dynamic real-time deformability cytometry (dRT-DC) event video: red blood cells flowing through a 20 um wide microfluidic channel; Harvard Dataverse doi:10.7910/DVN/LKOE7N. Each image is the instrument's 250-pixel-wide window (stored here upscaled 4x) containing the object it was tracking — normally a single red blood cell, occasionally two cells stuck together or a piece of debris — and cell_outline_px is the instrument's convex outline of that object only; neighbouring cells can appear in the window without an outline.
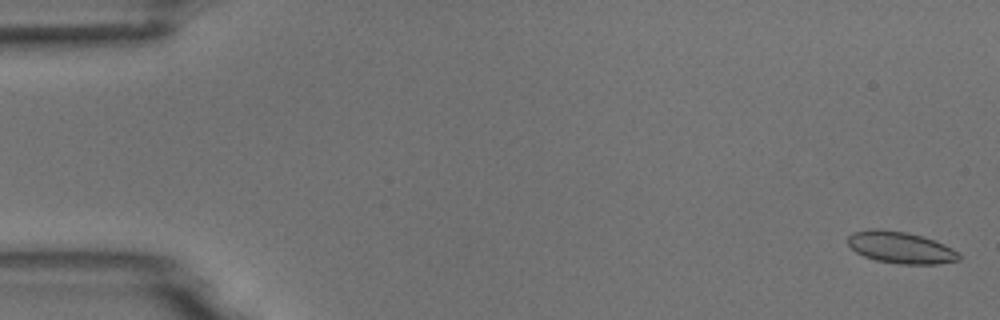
{"species": "common noctule bat (a hibernating species)", "species_latin": "Nyctalus noctula", "temperature_condition": "room temperature", "stored_images_in_passage": 56, "camera_frame_rate_fps": 3000, "um_per_image_px": 0.085, "animal": {"sex": "male", "body_mass_g": 18.8}, "frame": {"image": 1, "passage_image": 2, "time_ms": 0.333, "image_size_px": [1000, 320], "cell_outline_px": [[960, 260], [936, 264], [900, 264], [876, 260], [864, 256], [856, 252], [848, 244], [848, 236], [852, 232], [872, 228], [880, 228], [908, 232], [924, 236], [944, 244], [960, 252]], "centroid_in_image_um": [76.56, 21.02], "position_along_channel_um": 8.4, "area_um2": 20.81}}
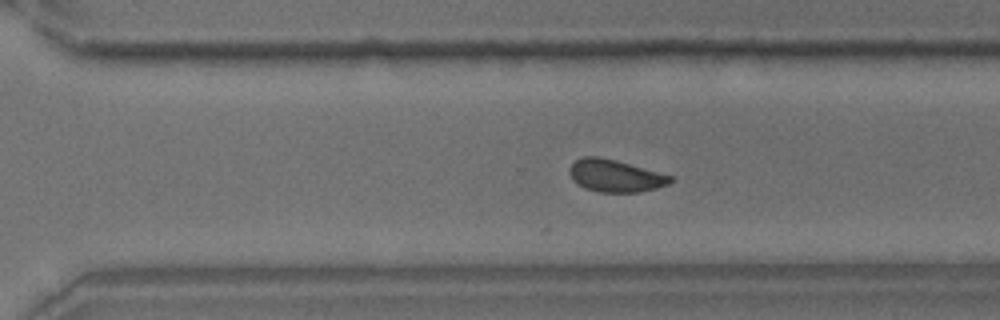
{"frame": {"image": 2, "passage_image": 38, "time_ms": 12.333, "image_size_px": [1000, 320], "cell_outline_px": [[672, 180], [668, 184], [656, 188], [640, 192], [600, 192], [584, 188], [572, 180], [568, 172], [568, 168], [576, 160], [584, 156], [600, 156], [616, 160], [672, 176]], "centroid_in_image_um": [52.25, 14.94], "position_along_channel_um": 318.4, "area_um2": 18.96}}
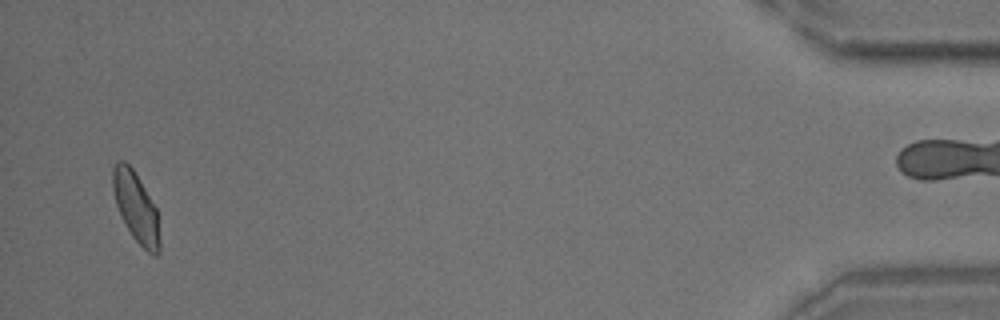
{"frame": {"image": 3, "passage_image": 53, "time_ms": 17.333, "image_size_px": [1000, 320], "cell_outline_px": [[160, 252], [156, 256], [148, 252], [132, 236], [116, 204], [112, 188], [112, 168], [116, 160], [124, 160], [132, 168], [156, 208], [160, 240]], "centroid_in_image_um": [11.55, 17.6], "position_along_channel_um": 423.7, "area_um2": 18.79}, "authors_computed_cell_mechanics": {"area_um2": 19.7676, "velocity_mm_per_s": 3.7499, "shape_relaxation_time_tau1_ms": 6.413, "shape_relaxation_time_tau2_ms": 1.476, "deformation_change_tau1": 0.1101, "deformation_change_tau2": 0.0552}}